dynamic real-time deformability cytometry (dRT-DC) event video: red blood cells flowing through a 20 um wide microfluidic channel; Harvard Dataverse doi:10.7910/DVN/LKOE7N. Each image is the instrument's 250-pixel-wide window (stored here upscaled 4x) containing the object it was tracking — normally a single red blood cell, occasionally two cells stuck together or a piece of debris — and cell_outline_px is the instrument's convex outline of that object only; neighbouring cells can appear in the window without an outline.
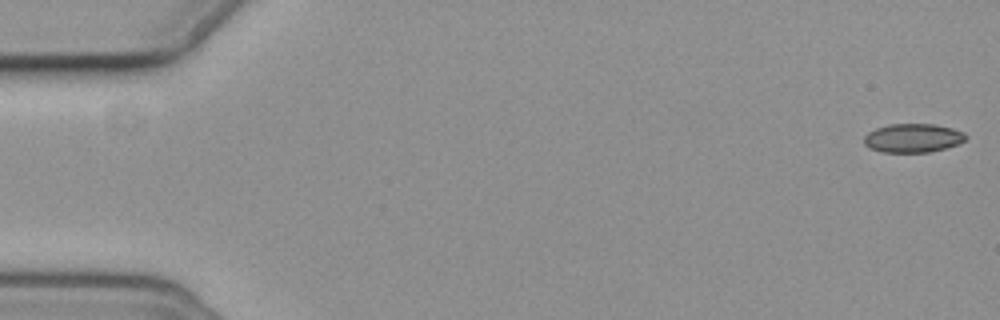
{"species": "common noctule bat (a hibernating species)", "species_latin": "Nyctalus noctula", "temperature_condition": "cold", "stored_images_in_passage": 7, "camera_frame_rate_fps": 3000, "um_per_image_px": 0.085, "animal": {"sex": "female", "body_mass_g": 19.3, "forearm_length_mm": 54.1}, "frame": {"image": 1, "passage_image": 1, "time_ms": 0.0, "image_size_px": [1000, 320], "cell_outline_px": [[968, 136], [964, 140], [956, 144], [944, 148], [928, 152], [880, 152], [868, 148], [864, 144], [864, 136], [868, 132], [876, 128], [888, 124], [932, 124], [952, 128], [964, 132]], "centroid_in_image_um": [77.55, 11.73], "position_along_channel_um": 7.4, "area_um2": 17.05}}
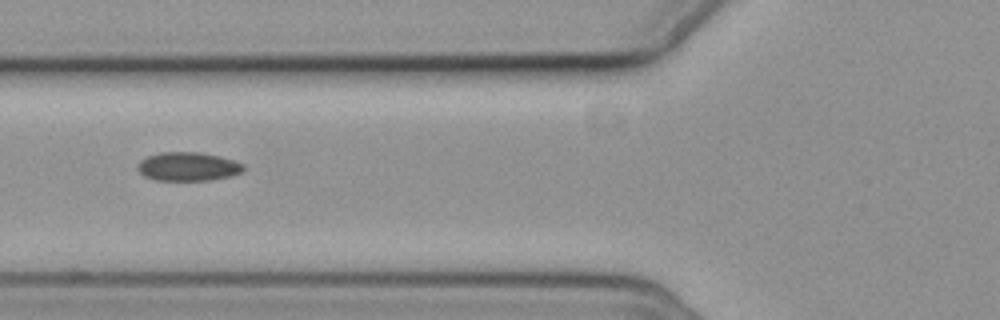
{"frame": {"image": 2, "passage_image": 6, "time_ms": 7.0, "image_size_px": [1000, 320], "cell_outline_px": [[244, 168], [240, 172], [232, 176], [212, 180], [156, 180], [144, 176], [136, 168], [136, 164], [140, 160], [148, 156], [160, 152], [200, 152], [220, 156], [236, 160], [244, 164]], "centroid_in_image_um": [15.98, 14.15], "position_along_channel_um": 109.8, "area_um2": 17.92}}
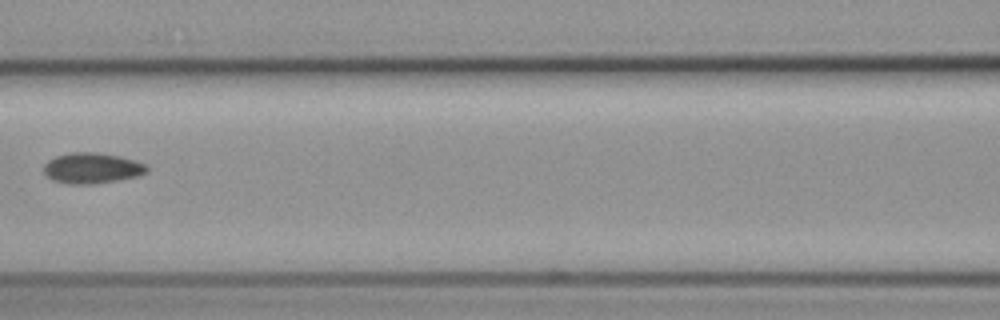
{"frame": {"image": 3, "passage_image": 7, "time_ms": 8.333, "image_size_px": [1000, 320], "cell_outline_px": [[148, 172], [136, 176], [116, 180], [92, 184], [68, 184], [52, 180], [44, 172], [44, 164], [48, 160], [56, 156], [72, 152], [96, 152], [120, 156], [136, 160], [148, 164]], "centroid_in_image_um": [7.84, 14.28], "position_along_channel_um": 158.8, "area_um2": 18.5}}